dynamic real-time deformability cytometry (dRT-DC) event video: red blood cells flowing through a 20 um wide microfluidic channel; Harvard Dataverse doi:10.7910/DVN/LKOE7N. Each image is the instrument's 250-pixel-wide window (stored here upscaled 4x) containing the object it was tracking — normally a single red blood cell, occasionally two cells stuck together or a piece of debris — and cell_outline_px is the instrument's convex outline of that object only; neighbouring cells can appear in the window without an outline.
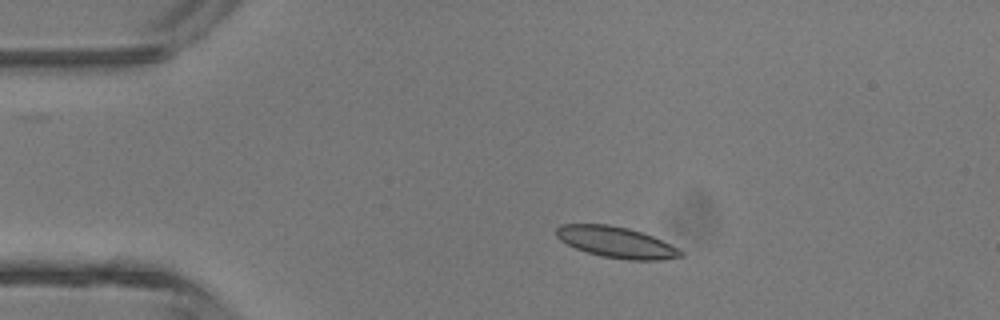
{"species": "common noctule bat (a hibernating species)", "species_latin": "Nyctalus noctula", "temperature_condition": "room temperature", "stored_images_in_passage": 4, "camera_frame_rate_fps": 3000, "um_per_image_px": 0.085, "animal": {"sex": "male", "body_mass_g": 13.3}, "frame": {"image": 1, "passage_image": 2, "time_ms": 1.333, "image_size_px": [1000, 320], "cell_outline_px": [[684, 256], [660, 260], [628, 260], [600, 256], [576, 248], [560, 240], [556, 236], [556, 228], [560, 224], [608, 224], [628, 228], [652, 236], [684, 252]], "centroid_in_image_um": [52.36, 20.59], "position_along_channel_um": 32.6, "area_um2": 22.31}}
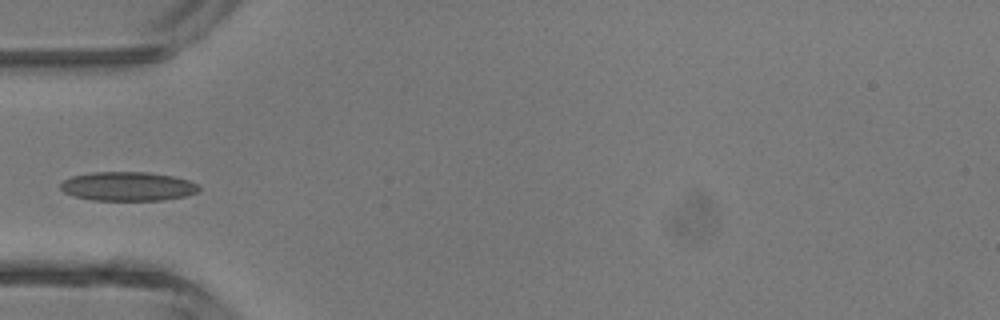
{"frame": {"image": 2, "passage_image": 4, "time_ms": 3.333, "image_size_px": [1000, 320], "cell_outline_px": [[200, 188], [196, 192], [184, 196], [160, 200], [92, 200], [76, 196], [64, 192], [60, 188], [60, 184], [64, 180], [72, 176], [92, 172], [148, 172], [172, 176], [188, 180], [196, 184]], "centroid_in_image_um": [10.83, 15.83], "position_along_channel_um": 74.2, "area_um2": 23.18}}